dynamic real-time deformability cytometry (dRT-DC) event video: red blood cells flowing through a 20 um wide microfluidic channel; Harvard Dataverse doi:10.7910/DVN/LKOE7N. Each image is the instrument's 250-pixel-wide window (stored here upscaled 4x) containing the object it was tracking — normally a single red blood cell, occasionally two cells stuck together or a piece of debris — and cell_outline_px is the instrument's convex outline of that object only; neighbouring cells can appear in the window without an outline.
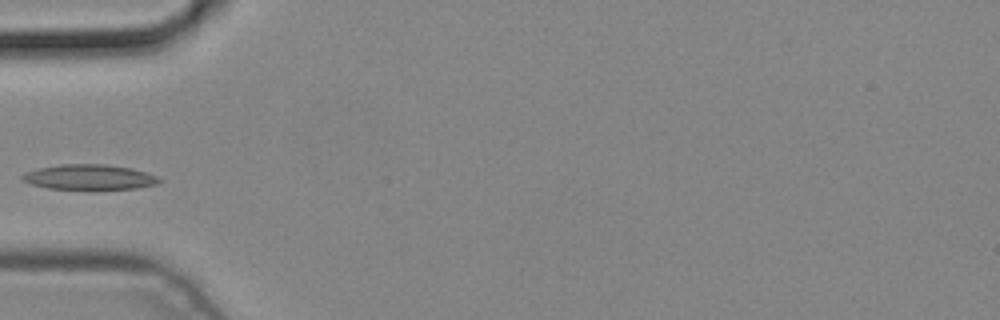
{"species": "common noctule bat (a hibernating species)", "species_latin": "Nyctalus noctula", "temperature_condition": "cold", "stored_images_in_passage": 3, "camera_frame_rate_fps": 3000, "um_per_image_px": 0.085, "animal": {"sex": "male", "body_mass_g": 19.2, "forearm_length_mm": 51.8}, "frame": {"image": 1, "passage_image": 3, "time_ms": 0.667, "image_size_px": [1000, 320], "cell_outline_px": [[160, 180], [156, 184], [136, 188], [92, 192], [48, 188], [32, 184], [24, 180], [20, 176], [24, 172], [36, 168], [60, 164], [104, 164], [132, 168], [156, 176]], "centroid_in_image_um": [7.55, 15.09], "position_along_channel_um": 77.4, "area_um2": 20.87}}